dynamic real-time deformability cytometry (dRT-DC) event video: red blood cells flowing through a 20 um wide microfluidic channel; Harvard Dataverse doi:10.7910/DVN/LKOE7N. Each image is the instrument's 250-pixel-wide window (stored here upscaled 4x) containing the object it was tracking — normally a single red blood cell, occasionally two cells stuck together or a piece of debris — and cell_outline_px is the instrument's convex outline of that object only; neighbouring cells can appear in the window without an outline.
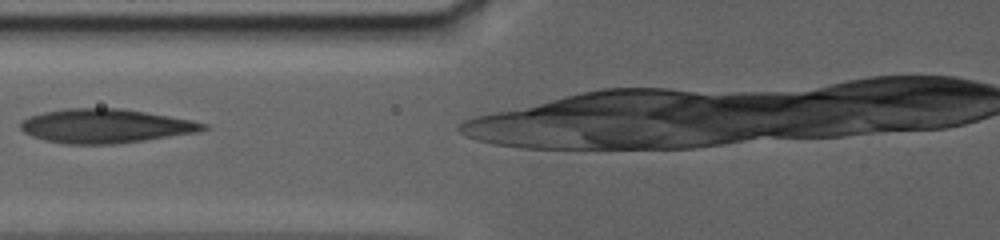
{"species": "human", "species_latin": "Homo sapiens", "temperature_condition": "warm", "stored_images_in_passage": 33, "camera_frame_rate_fps": 3000, "um_per_image_px": 0.085, "donor": {"sex": "female"}, "frame": {"image": 1, "passage_image": 5, "time_ms": 1.333, "image_size_px": [1000, 240], "cell_outline_px": [[208, 128], [200, 132], [116, 144], [64, 144], [44, 140], [32, 136], [24, 132], [20, 128], [20, 120], [28, 116], [44, 112], [64, 108], [120, 108], [192, 120], [208, 124]], "centroid_in_image_um": [8.94, 10.71], "position_along_channel_um": 116.9, "area_um2": 36.36}}
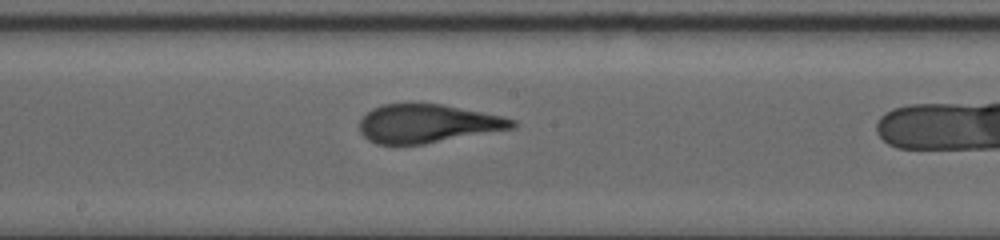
{"frame": {"image": 2, "passage_image": 13, "time_ms": 4.667, "image_size_px": [1000, 240], "cell_outline_px": [[516, 128], [424, 144], [376, 144], [368, 140], [360, 132], [360, 120], [372, 108], [384, 104], [440, 104], [504, 116], [516, 120]], "centroid_in_image_um": [36.37, 10.51], "position_along_channel_um": 211.8, "area_um2": 34.16}}
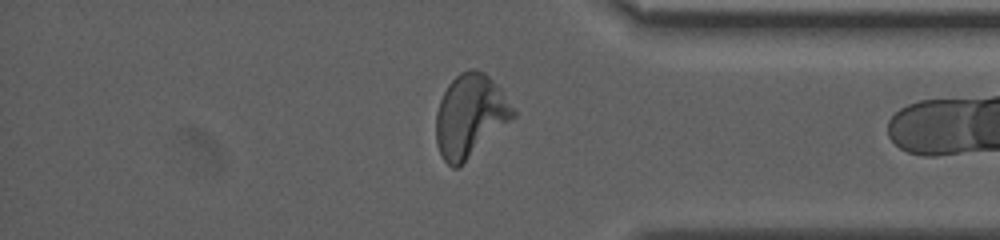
{"frame": {"image": 3, "passage_image": 31, "time_ms": 11.333, "image_size_px": [1000, 240], "cell_outline_px": [[516, 116], [460, 168], [452, 168], [444, 160], [436, 144], [436, 112], [440, 100], [448, 84], [460, 72], [468, 68], [472, 68], [484, 72], [500, 88], [516, 112]], "centroid_in_image_um": [39.95, 9.87], "position_along_channel_um": 395.2, "area_um2": 37.4}}